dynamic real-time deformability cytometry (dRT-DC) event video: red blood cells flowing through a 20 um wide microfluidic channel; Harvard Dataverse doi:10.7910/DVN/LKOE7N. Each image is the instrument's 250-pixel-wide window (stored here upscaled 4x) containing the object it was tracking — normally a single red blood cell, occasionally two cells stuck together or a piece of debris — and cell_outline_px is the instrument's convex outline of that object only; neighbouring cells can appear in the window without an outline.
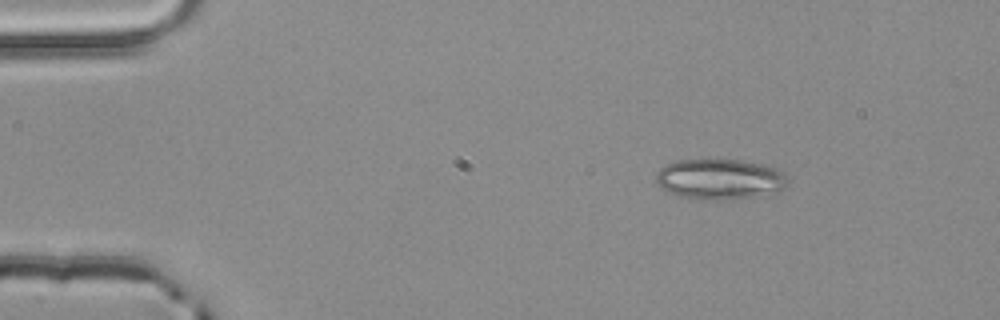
{"species": "common noctule bat (a hibernating species)", "species_latin": "Nyctalus noctula", "temperature_condition": "room temperature", "stored_images_in_passage": 3, "camera_frame_rate_fps": 3000, "um_per_image_px": 0.085, "animal": {"sex": "male", "body_mass_g": 20.4}, "frame": {"image": 1, "passage_image": 1, "time_ms": 0.0, "image_size_px": [1000, 320], "cell_outline_px": [[788, 184], [784, 188], [776, 192], [748, 196], [680, 196], [664, 188], [656, 180], [656, 172], [664, 164], [676, 160], [740, 160], [768, 164], [784, 172], [788, 176]], "centroid_in_image_um": [61.25, 15.14], "position_along_channel_um": 23.8, "area_um2": 29.77}}